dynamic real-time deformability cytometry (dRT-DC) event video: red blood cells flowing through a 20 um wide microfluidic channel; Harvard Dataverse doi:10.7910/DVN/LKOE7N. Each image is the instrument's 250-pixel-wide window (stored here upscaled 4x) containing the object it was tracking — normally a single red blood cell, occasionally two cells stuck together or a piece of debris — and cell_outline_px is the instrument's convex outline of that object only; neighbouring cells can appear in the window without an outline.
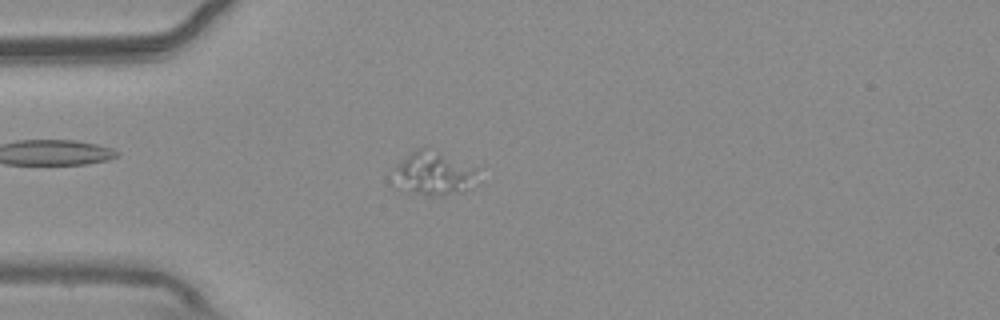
{"species": "common noctule bat (a hibernating species)", "species_latin": "Nyctalus noctula", "temperature_condition": "warm", "stored_images_in_passage": 52, "camera_frame_rate_fps": 3000, "um_per_image_px": 0.085, "animal": {"sex": "male", "body_mass_g": 20.4}, "frame": {"image": 1, "passage_image": 12, "time_ms": 3.667, "image_size_px": [1000, 320], "cell_outline_px": [[476, 168], [472, 184], [464, 192], [440, 196], [424, 196], [408, 192], [396, 188], [396, 168], [416, 148], [424, 144]], "centroid_in_image_um": [36.84, 14.75], "position_along_channel_um": 48.2, "area_um2": 21.27}}
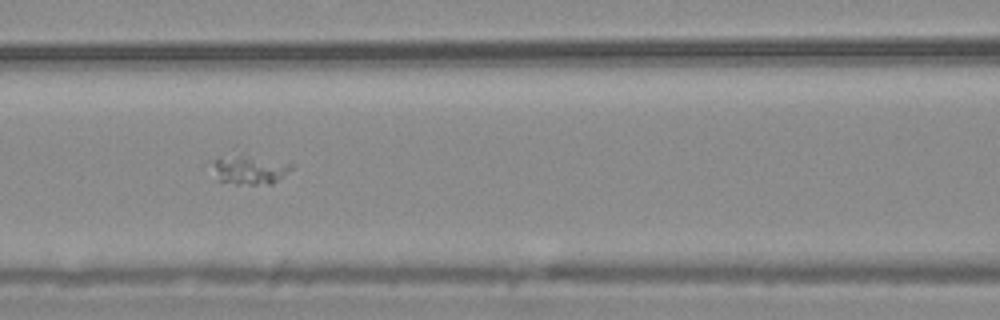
{"frame": {"image": 2, "passage_image": 21, "time_ms": 6.667, "image_size_px": [1000, 320], "cell_outline_px": [[296, 164], [292, 168], [272, 184], [236, 184], [220, 180], [216, 168], [216, 160], [220, 156], [236, 144]], "centroid_in_image_um": [21.29, 14.18], "position_along_channel_um": 145.3, "area_um2": 15.49}}
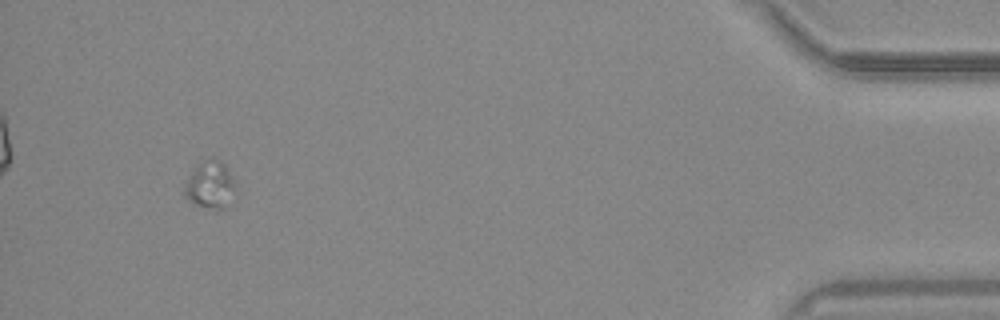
{"frame": {"image": 3, "passage_image": 49, "time_ms": 16.0, "image_size_px": [1000, 320], "cell_outline_px": [[232, 184], [224, 208], [216, 212], [196, 204], [188, 200], [184, 196], [184, 184], [200, 160], [212, 156], [220, 160], [224, 164], [232, 176]], "centroid_in_image_um": [17.77, 15.68], "position_along_channel_um": 417.4, "area_um2": 13.7}}